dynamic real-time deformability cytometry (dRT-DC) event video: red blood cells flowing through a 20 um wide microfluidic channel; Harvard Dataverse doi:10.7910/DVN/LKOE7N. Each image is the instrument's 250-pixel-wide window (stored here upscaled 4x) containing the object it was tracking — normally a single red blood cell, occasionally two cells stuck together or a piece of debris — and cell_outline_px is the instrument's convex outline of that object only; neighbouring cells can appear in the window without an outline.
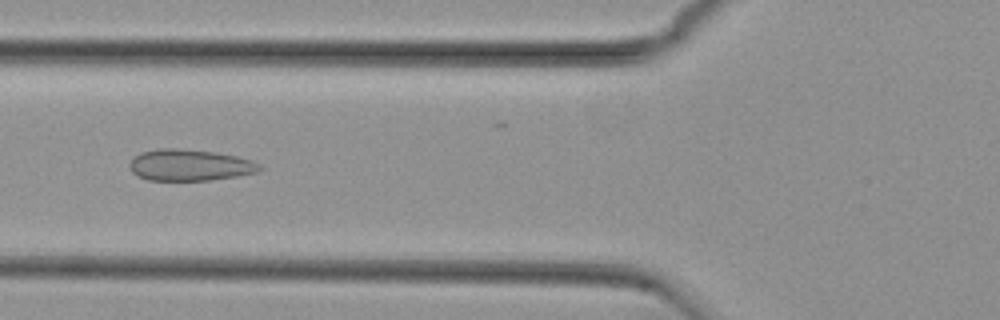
{"species": "common noctule bat (a hibernating species)", "species_latin": "Nyctalus noctula", "temperature_condition": "cold", "stored_images_in_passage": 54, "camera_frame_rate_fps": 3000, "um_per_image_px": 0.085, "animal": {"sex": "female", "body_mass_g": 29.2, "forearm_length_mm": 56.3}, "frame": {"image": 1, "passage_image": 20, "time_ms": 6.333, "image_size_px": [1000, 320], "cell_outline_px": [[264, 168], [260, 172], [212, 180], [148, 180], [136, 176], [132, 172], [128, 164], [140, 152], [160, 148], [176, 148], [212, 152], [236, 156], [252, 160], [260, 164]], "centroid_in_image_um": [16.14, 14.04], "position_along_channel_um": 109.7, "area_um2": 23.87}}
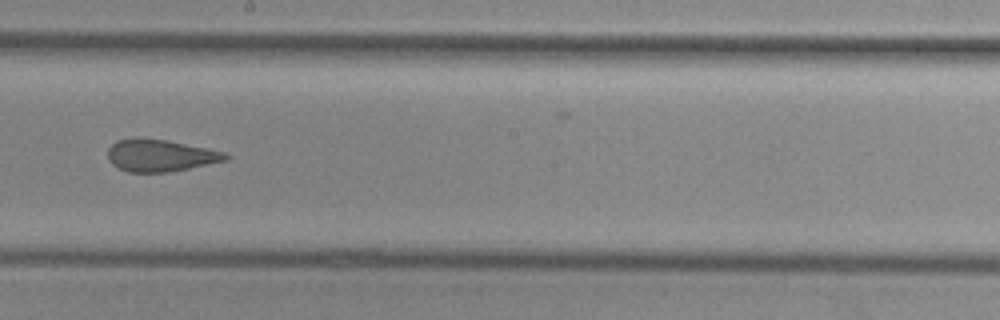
{"frame": {"image": 2, "passage_image": 30, "time_ms": 9.667, "image_size_px": [1000, 320], "cell_outline_px": [[232, 156], [228, 160], [168, 172], [128, 172], [112, 164], [108, 160], [108, 148], [116, 140], [136, 136], [168, 140], [224, 152]], "centroid_in_image_um": [13.6, 13.19], "position_along_channel_um": 234.6, "area_um2": 22.2}}
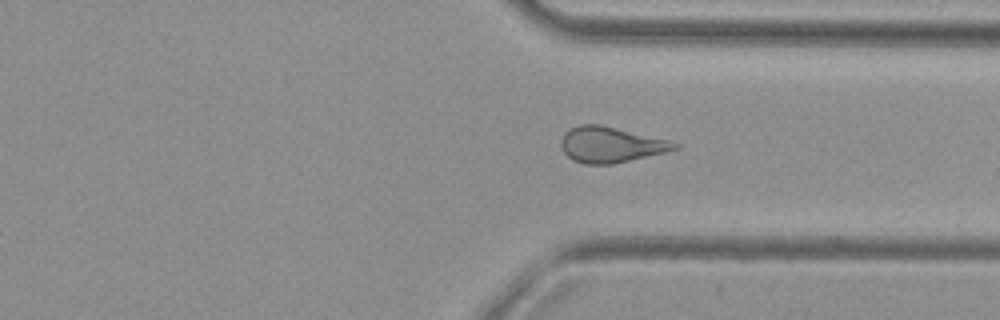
{"frame": {"image": 3, "passage_image": 40, "time_ms": 13.0, "image_size_px": [1000, 320], "cell_outline_px": [[680, 148], [664, 152], [612, 164], [584, 164], [572, 160], [564, 152], [560, 144], [560, 140], [564, 132], [580, 124], [600, 124], [668, 140], [680, 144]], "centroid_in_image_um": [51.88, 12.29], "position_along_channel_um": 359.5, "area_um2": 23.41}, "authors_computed_cell_mechanics": {"area_um2": 24.0159, "velocity_mm_per_s": 3.7435, "shape_relaxation_time_tau1_ms": null, "shape_relaxation_time_tau2_ms": 1.4999, "deformation_change_tau1": null, "deformation_change_tau2": 0.0874}}